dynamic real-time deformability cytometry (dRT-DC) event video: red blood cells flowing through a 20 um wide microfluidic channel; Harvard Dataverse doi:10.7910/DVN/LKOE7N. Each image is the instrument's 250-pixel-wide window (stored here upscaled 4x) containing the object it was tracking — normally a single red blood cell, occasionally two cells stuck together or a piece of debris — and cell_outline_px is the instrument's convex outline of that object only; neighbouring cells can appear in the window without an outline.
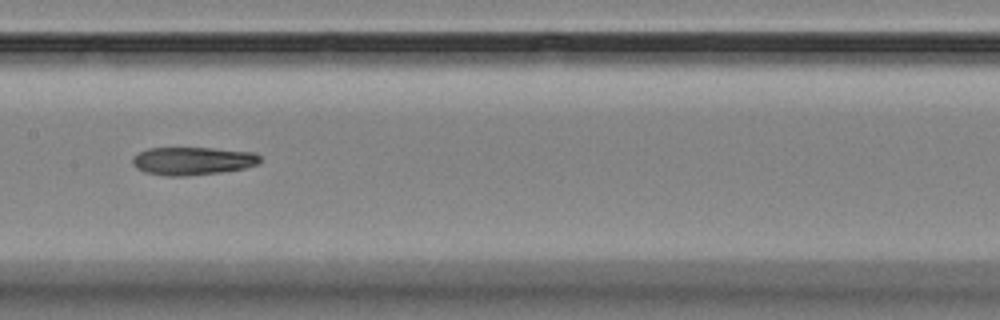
{"species": "Egyptian fruit bat (a non-hibernating species)", "species_latin": "Rousettus aegyptiacus", "temperature_condition": "room temperature", "stored_images_in_passage": 12, "camera_frame_rate_fps": 3000, "um_per_image_px": 0.085, "animal": {"sex": "female"}, "frame": {"image": 1, "passage_image": 9, "time_ms": 9.0, "image_size_px": [1000, 320], "cell_outline_px": [[260, 164], [244, 168], [220, 172], [184, 176], [164, 176], [144, 172], [136, 168], [132, 164], [132, 160], [140, 152], [148, 148], [212, 148], [256, 152], [260, 156]], "centroid_in_image_um": [16.39, 13.68], "position_along_channel_um": 191.0, "area_um2": 20.87}}
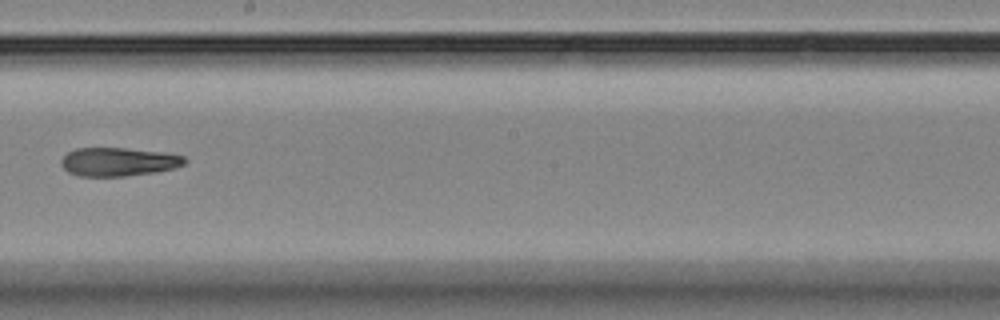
{"frame": {"image": 2, "passage_image": 10, "time_ms": 10.333, "image_size_px": [1000, 320], "cell_outline_px": [[188, 160], [184, 164], [176, 168], [156, 172], [124, 176], [80, 176], [68, 172], [60, 164], [60, 160], [68, 152], [76, 148], [128, 148], [164, 152], [184, 156]], "centroid_in_image_um": [10.09, 13.75], "position_along_channel_um": 238.1, "area_um2": 20.69}}
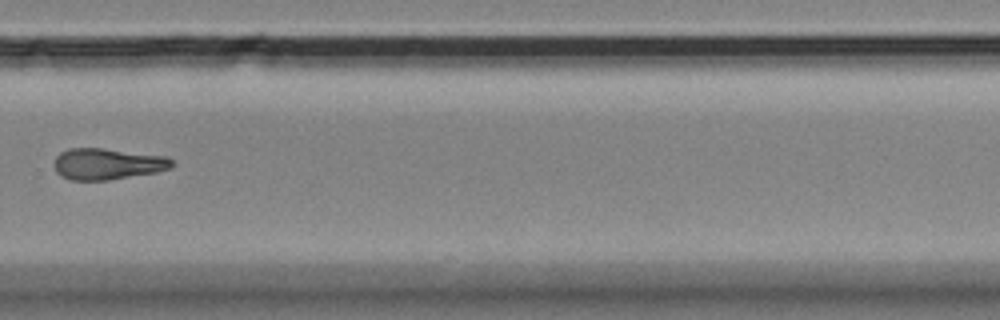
{"frame": {"image": 3, "passage_image": 12, "time_ms": 12.667, "image_size_px": [1000, 320], "cell_outline_px": [[176, 164], [172, 168], [156, 172], [108, 180], [72, 180], [60, 176], [56, 172], [52, 164], [56, 156], [60, 152], [68, 148], [104, 148], [168, 156]], "centroid_in_image_um": [9.13, 13.92], "position_along_channel_um": 320.7, "area_um2": 21.85}}